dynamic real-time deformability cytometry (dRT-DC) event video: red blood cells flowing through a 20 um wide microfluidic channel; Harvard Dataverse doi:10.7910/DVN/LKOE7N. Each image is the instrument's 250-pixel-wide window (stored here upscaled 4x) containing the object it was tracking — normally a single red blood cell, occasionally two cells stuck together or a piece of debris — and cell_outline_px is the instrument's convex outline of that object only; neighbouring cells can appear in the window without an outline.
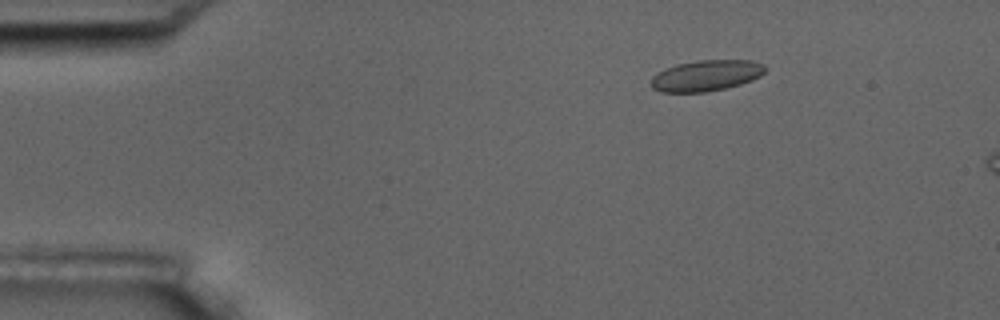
{"species": "common noctule bat (a hibernating species)", "species_latin": "Nyctalus noctula", "temperature_condition": "room temperature", "stored_images_in_passage": 5, "camera_frame_rate_fps": 3000, "um_per_image_px": 0.085, "animal": {"sex": "male", "body_mass_g": 17.5, "forearm_length_mm": 52.3}, "frame": {"image": 1, "passage_image": 3, "time_ms": 2.333, "image_size_px": [1000, 320], "cell_outline_px": [[768, 68], [760, 76], [752, 80], [740, 84], [724, 88], [704, 92], [660, 92], [652, 88], [652, 76], [664, 68], [676, 64], [696, 60], [752, 60], [764, 64]], "centroid_in_image_um": [60.03, 6.41], "position_along_channel_um": 25.0, "area_um2": 20.69}}